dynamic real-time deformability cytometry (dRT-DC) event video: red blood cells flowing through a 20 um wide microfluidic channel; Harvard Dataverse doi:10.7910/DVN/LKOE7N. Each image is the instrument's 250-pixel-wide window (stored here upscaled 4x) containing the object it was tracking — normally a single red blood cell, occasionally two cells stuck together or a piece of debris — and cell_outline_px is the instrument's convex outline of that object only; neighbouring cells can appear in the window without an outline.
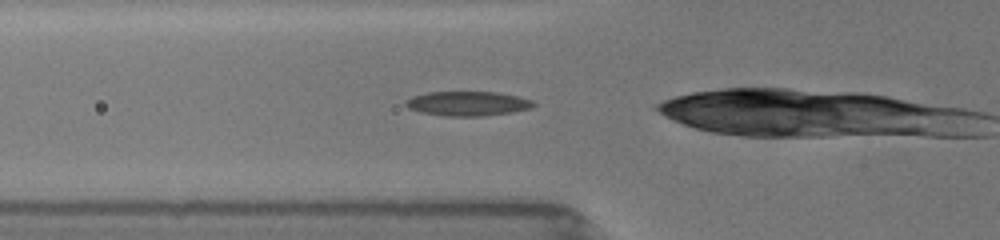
{"species": "common noctule bat (a hibernating species)", "species_latin": "Nyctalus noctula", "temperature_condition": "room temperature", "stored_images_in_passage": 5, "camera_frame_rate_fps": 3000, "um_per_image_px": 0.085, "animal": {"sex": "female", "body_mass_g": 19.5, "forearm_length_mm": 54.1}, "frame": {"image": 1, "passage_image": 2, "time_ms": 0.333, "image_size_px": [1000, 240], "cell_outline_px": [[536, 104], [532, 108], [512, 112], [484, 116], [444, 116], [420, 112], [408, 108], [404, 104], [404, 100], [412, 96], [428, 92], [496, 92], [516, 96], [532, 100]], "centroid_in_image_um": [39.72, 8.8], "position_along_channel_um": 86.1, "area_um2": 18.32}}